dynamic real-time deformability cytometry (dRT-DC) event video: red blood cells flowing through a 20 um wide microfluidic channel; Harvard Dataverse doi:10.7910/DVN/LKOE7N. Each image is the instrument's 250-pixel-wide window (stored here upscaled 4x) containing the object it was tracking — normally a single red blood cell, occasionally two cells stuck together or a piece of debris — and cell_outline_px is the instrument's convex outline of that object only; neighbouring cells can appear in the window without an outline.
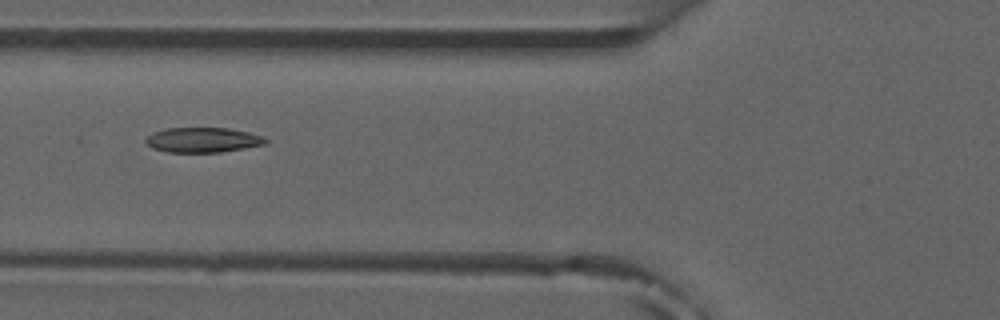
{"species": "common noctule bat (a hibernating species)", "species_latin": "Nyctalus noctula", "temperature_condition": "room temperature", "stored_images_in_passage": 6, "camera_frame_rate_fps": 3000, "um_per_image_px": 0.085, "animal": {"sex": "male", "forearm_length_mm": 52.5}, "frame": {"image": 1, "passage_image": 6, "time_ms": 6.0, "image_size_px": [1000, 320], "cell_outline_px": [[268, 140], [264, 144], [244, 148], [220, 152], [168, 152], [152, 148], [144, 140], [152, 132], [164, 128], [228, 128], [248, 132], [260, 136]], "centroid_in_image_um": [17.19, 11.89], "position_along_channel_um": 108.6, "area_um2": 17.28}}